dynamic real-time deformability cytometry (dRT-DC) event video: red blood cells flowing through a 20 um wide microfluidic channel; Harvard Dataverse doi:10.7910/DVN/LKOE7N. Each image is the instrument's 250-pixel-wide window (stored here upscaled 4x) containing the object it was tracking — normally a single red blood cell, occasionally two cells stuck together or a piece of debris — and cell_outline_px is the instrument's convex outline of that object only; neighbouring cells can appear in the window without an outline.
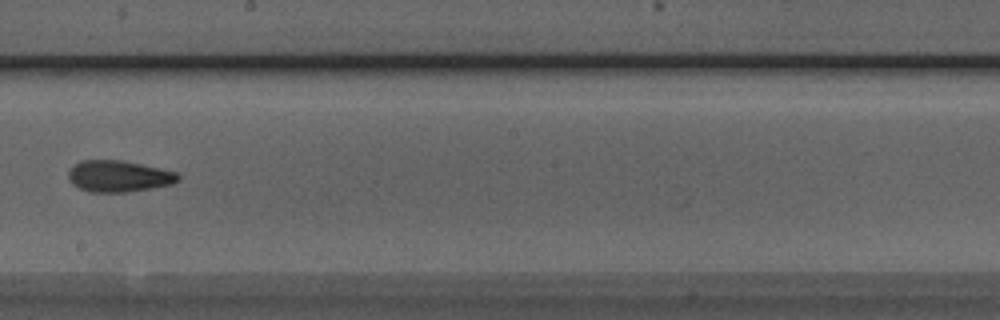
{"species": "Egyptian fruit bat (a non-hibernating species)", "species_latin": "Rousettus aegyptiacus", "temperature_condition": "room temperature", "stored_images_in_passage": 8, "camera_frame_rate_fps": 3000, "um_per_image_px": 0.085, "animal": {"sex": "male"}, "frame": {"image": 1, "passage_image": 8, "time_ms": 2.333, "image_size_px": [1000, 320], "cell_outline_px": [[180, 180], [172, 184], [124, 192], [88, 192], [72, 184], [68, 180], [68, 172], [72, 164], [80, 160], [120, 160], [180, 172]], "centroid_in_image_um": [10.07, 14.97], "position_along_channel_um": 238.1, "area_um2": 20.23}}